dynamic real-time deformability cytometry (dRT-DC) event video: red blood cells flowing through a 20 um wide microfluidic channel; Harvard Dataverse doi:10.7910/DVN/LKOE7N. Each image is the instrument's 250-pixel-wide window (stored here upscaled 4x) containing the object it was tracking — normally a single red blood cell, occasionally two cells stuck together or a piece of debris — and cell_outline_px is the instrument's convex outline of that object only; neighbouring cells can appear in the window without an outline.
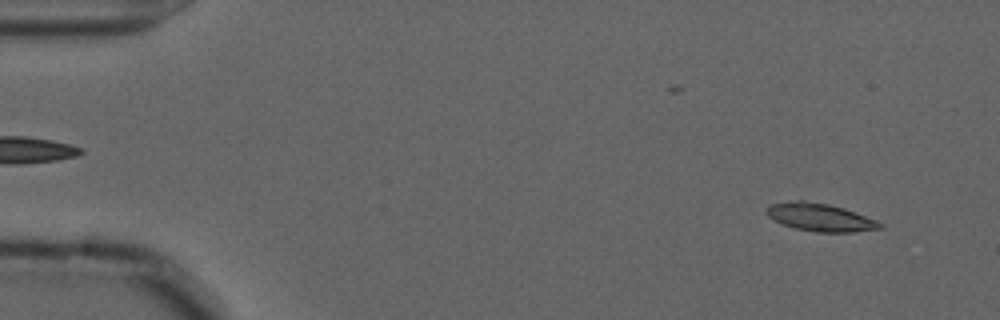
{"species": "common noctule bat (a hibernating species)", "species_latin": "Nyctalus noctula", "temperature_condition": "cold", "stored_images_in_passage": 52, "camera_frame_rate_fps": 3000, "um_per_image_px": 0.085, "animal": {"sex": "male", "forearm_length_mm": 52.5}, "frame": {"image": 1, "passage_image": 4, "time_ms": 1.0, "image_size_px": [1000, 320], "cell_outline_px": [[884, 228], [856, 232], [816, 232], [796, 228], [784, 224], [768, 216], [768, 208], [772, 204], [796, 200], [804, 200], [828, 204], [844, 208], [876, 220], [884, 224]], "centroid_in_image_um": [69.79, 18.48], "position_along_channel_um": 15.2, "area_um2": 18.15}}
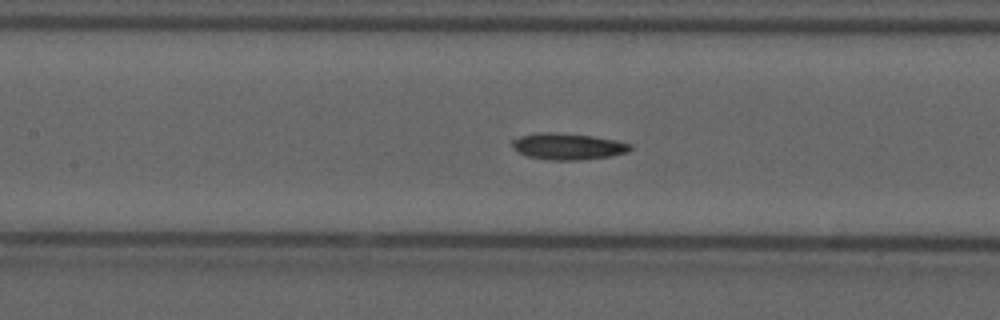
{"frame": {"image": 2, "passage_image": 25, "time_ms": 8.0, "image_size_px": [1000, 320], "cell_outline_px": [[632, 148], [628, 152], [612, 156], [580, 160], [552, 160], [528, 156], [516, 152], [512, 144], [512, 140], [520, 136], [536, 132], [556, 132], [592, 136], [616, 140], [632, 144]], "centroid_in_image_um": [48.27, 12.44], "position_along_channel_um": 159.1, "area_um2": 18.32}}
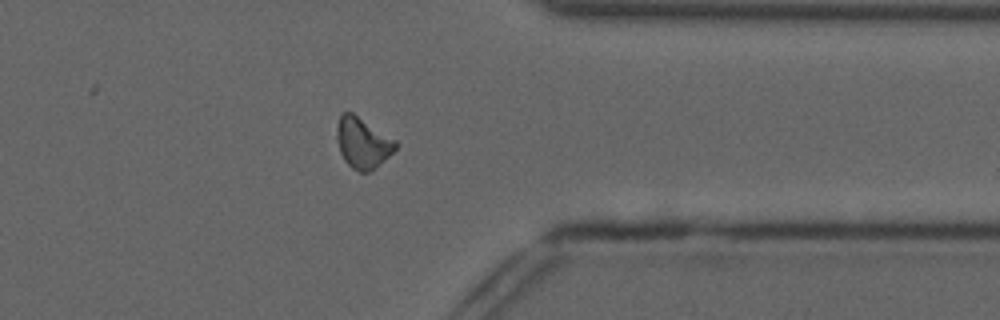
{"frame": {"image": 3, "passage_image": 44, "time_ms": 14.333, "image_size_px": [1000, 320], "cell_outline_px": [[396, 148], [372, 172], [360, 172], [352, 168], [344, 160], [340, 152], [336, 140], [336, 128], [340, 116], [344, 112], [352, 112], [396, 140]], "centroid_in_image_um": [30.81, 12.15], "position_along_channel_um": 380.6, "area_um2": 17.34}, "authors_computed_cell_mechanics": {"area_um2": 17.6868, "velocity_mm_per_s": 3.635, "shape_relaxation_time_tau1_ms": null, "shape_relaxation_time_tau2_ms": 9.1648, "deformation_change_tau1": null, "deformation_change_tau2": 0.0993}}